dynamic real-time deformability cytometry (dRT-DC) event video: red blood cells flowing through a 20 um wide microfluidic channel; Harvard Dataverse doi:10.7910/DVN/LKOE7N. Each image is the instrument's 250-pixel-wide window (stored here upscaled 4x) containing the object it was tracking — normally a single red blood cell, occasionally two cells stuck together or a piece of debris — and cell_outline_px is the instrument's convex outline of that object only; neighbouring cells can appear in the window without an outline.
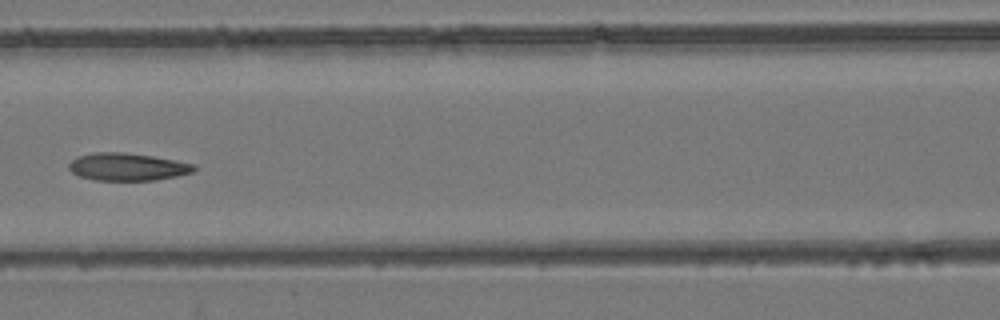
{"species": "common noctule bat (a hibernating species)", "species_latin": "Nyctalus noctula", "temperature_condition": "room temperature", "stored_images_in_passage": 8, "camera_frame_rate_fps": 3000, "um_per_image_px": 0.085, "animal": {"sex": "female", "body_mass_g": 24.6, "forearm_length_mm": 56.2}, "frame": {"image": 1, "passage_image": 8, "time_ms": 2.333, "image_size_px": [1000, 320], "cell_outline_px": [[196, 168], [192, 172], [176, 176], [156, 180], [92, 180], [80, 176], [72, 172], [68, 168], [68, 164], [72, 160], [80, 156], [92, 152], [124, 152], [152, 156], [176, 160], [196, 164]], "centroid_in_image_um": [10.83, 14.18], "position_along_channel_um": 155.8, "area_um2": 20.11}}